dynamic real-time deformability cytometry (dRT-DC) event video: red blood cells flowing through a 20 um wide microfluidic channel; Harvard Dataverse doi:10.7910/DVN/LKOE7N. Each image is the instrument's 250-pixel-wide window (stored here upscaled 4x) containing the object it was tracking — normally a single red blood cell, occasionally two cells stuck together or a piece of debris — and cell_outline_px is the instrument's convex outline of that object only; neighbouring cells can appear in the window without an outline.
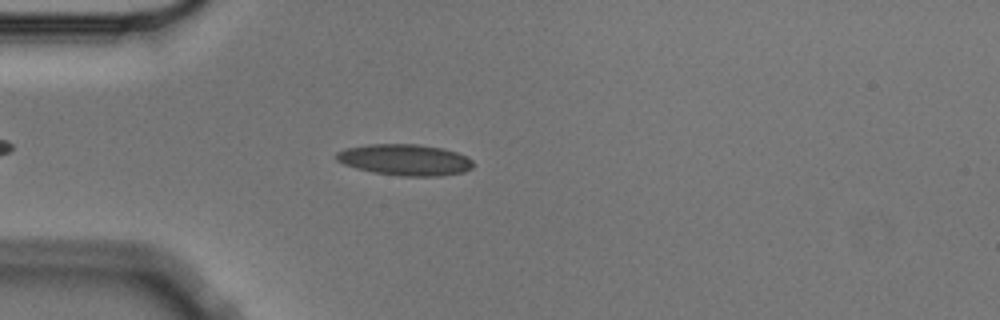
{"species": "Egyptian fruit bat (a non-hibernating species)", "species_latin": "Rousettus aegyptiacus", "temperature_condition": "cold", "stored_images_in_passage": 6, "camera_frame_rate_fps": 3000, "um_per_image_px": 0.085, "animal": {"sex": "male"}, "frame": {"image": 1, "passage_image": 6, "time_ms": 1.667, "image_size_px": [1000, 320], "cell_outline_px": [[476, 164], [472, 168], [464, 172], [440, 176], [400, 176], [372, 172], [356, 168], [344, 164], [336, 160], [336, 152], [344, 148], [372, 144], [416, 144], [444, 148], [456, 152], [472, 160]], "centroid_in_image_um": [34.43, 13.59], "position_along_channel_um": 50.6, "area_um2": 25.03}}